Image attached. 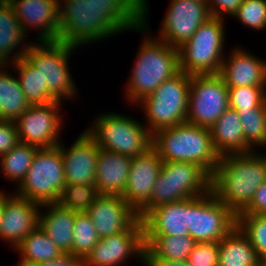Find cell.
Instances as JSON below:
<instances>
[{
    "label": "cell",
    "instance_id": "6da1fadb",
    "mask_svg": "<svg viewBox=\"0 0 266 266\" xmlns=\"http://www.w3.org/2000/svg\"><path fill=\"white\" fill-rule=\"evenodd\" d=\"M256 151L220 156L211 174L210 191L236 215L266 180V154Z\"/></svg>",
    "mask_w": 266,
    "mask_h": 266
},
{
    "label": "cell",
    "instance_id": "7a4b0ae2",
    "mask_svg": "<svg viewBox=\"0 0 266 266\" xmlns=\"http://www.w3.org/2000/svg\"><path fill=\"white\" fill-rule=\"evenodd\" d=\"M58 41L76 48L108 39L131 29L108 6H95L87 0H58ZM63 4H62V3Z\"/></svg>",
    "mask_w": 266,
    "mask_h": 266
},
{
    "label": "cell",
    "instance_id": "3957f363",
    "mask_svg": "<svg viewBox=\"0 0 266 266\" xmlns=\"http://www.w3.org/2000/svg\"><path fill=\"white\" fill-rule=\"evenodd\" d=\"M145 34L133 64L132 73L125 88L129 104L139 103L149 96L161 83L172 79L179 70V51L156 37Z\"/></svg>",
    "mask_w": 266,
    "mask_h": 266
},
{
    "label": "cell",
    "instance_id": "277c9868",
    "mask_svg": "<svg viewBox=\"0 0 266 266\" xmlns=\"http://www.w3.org/2000/svg\"><path fill=\"white\" fill-rule=\"evenodd\" d=\"M152 147L163 162H192L210 176L219 163L210 129L188 122L153 133Z\"/></svg>",
    "mask_w": 266,
    "mask_h": 266
},
{
    "label": "cell",
    "instance_id": "5b68a950",
    "mask_svg": "<svg viewBox=\"0 0 266 266\" xmlns=\"http://www.w3.org/2000/svg\"><path fill=\"white\" fill-rule=\"evenodd\" d=\"M211 176L192 162H163L150 200L137 212L142 219L153 208L210 191Z\"/></svg>",
    "mask_w": 266,
    "mask_h": 266
},
{
    "label": "cell",
    "instance_id": "8992f818",
    "mask_svg": "<svg viewBox=\"0 0 266 266\" xmlns=\"http://www.w3.org/2000/svg\"><path fill=\"white\" fill-rule=\"evenodd\" d=\"M190 80L191 75L180 71L136 104L144 108L147 130L151 134L186 122Z\"/></svg>",
    "mask_w": 266,
    "mask_h": 266
},
{
    "label": "cell",
    "instance_id": "52a82bcc",
    "mask_svg": "<svg viewBox=\"0 0 266 266\" xmlns=\"http://www.w3.org/2000/svg\"><path fill=\"white\" fill-rule=\"evenodd\" d=\"M92 124L85 130L101 149L136 157L152 147V134L147 127L125 114L105 112Z\"/></svg>",
    "mask_w": 266,
    "mask_h": 266
},
{
    "label": "cell",
    "instance_id": "ba28073f",
    "mask_svg": "<svg viewBox=\"0 0 266 266\" xmlns=\"http://www.w3.org/2000/svg\"><path fill=\"white\" fill-rule=\"evenodd\" d=\"M224 20L210 17L179 48V70L189 75L220 73L224 56Z\"/></svg>",
    "mask_w": 266,
    "mask_h": 266
},
{
    "label": "cell",
    "instance_id": "9c48e42d",
    "mask_svg": "<svg viewBox=\"0 0 266 266\" xmlns=\"http://www.w3.org/2000/svg\"><path fill=\"white\" fill-rule=\"evenodd\" d=\"M29 42L31 44L24 56L40 72L49 92L58 101L76 97V86L68 70V62L71 53L77 48L61 41Z\"/></svg>",
    "mask_w": 266,
    "mask_h": 266
},
{
    "label": "cell",
    "instance_id": "30bf717a",
    "mask_svg": "<svg viewBox=\"0 0 266 266\" xmlns=\"http://www.w3.org/2000/svg\"><path fill=\"white\" fill-rule=\"evenodd\" d=\"M65 185L59 143L51 148H39L24 180L14 193L40 205L57 203Z\"/></svg>",
    "mask_w": 266,
    "mask_h": 266
},
{
    "label": "cell",
    "instance_id": "8fae6325",
    "mask_svg": "<svg viewBox=\"0 0 266 266\" xmlns=\"http://www.w3.org/2000/svg\"><path fill=\"white\" fill-rule=\"evenodd\" d=\"M228 108V87L219 73L191 75L186 122L210 128Z\"/></svg>",
    "mask_w": 266,
    "mask_h": 266
},
{
    "label": "cell",
    "instance_id": "7c38bea8",
    "mask_svg": "<svg viewBox=\"0 0 266 266\" xmlns=\"http://www.w3.org/2000/svg\"><path fill=\"white\" fill-rule=\"evenodd\" d=\"M237 226V215L211 191L190 198L189 236L196 242H219Z\"/></svg>",
    "mask_w": 266,
    "mask_h": 266
},
{
    "label": "cell",
    "instance_id": "4fadbf2b",
    "mask_svg": "<svg viewBox=\"0 0 266 266\" xmlns=\"http://www.w3.org/2000/svg\"><path fill=\"white\" fill-rule=\"evenodd\" d=\"M135 256L144 266L145 245L141 219L127 231L99 239L84 259V266H118Z\"/></svg>",
    "mask_w": 266,
    "mask_h": 266
},
{
    "label": "cell",
    "instance_id": "5bb4252c",
    "mask_svg": "<svg viewBox=\"0 0 266 266\" xmlns=\"http://www.w3.org/2000/svg\"><path fill=\"white\" fill-rule=\"evenodd\" d=\"M157 39L179 48L210 17L207 0H170Z\"/></svg>",
    "mask_w": 266,
    "mask_h": 266
},
{
    "label": "cell",
    "instance_id": "9a60e30c",
    "mask_svg": "<svg viewBox=\"0 0 266 266\" xmlns=\"http://www.w3.org/2000/svg\"><path fill=\"white\" fill-rule=\"evenodd\" d=\"M61 103L54 101L46 105H31L16 120L20 142L38 148H51L62 142L59 139L62 128L61 112L59 114Z\"/></svg>",
    "mask_w": 266,
    "mask_h": 266
},
{
    "label": "cell",
    "instance_id": "2e32d148",
    "mask_svg": "<svg viewBox=\"0 0 266 266\" xmlns=\"http://www.w3.org/2000/svg\"><path fill=\"white\" fill-rule=\"evenodd\" d=\"M163 161L151 147L145 153L132 157L123 199L138 212L151 198Z\"/></svg>",
    "mask_w": 266,
    "mask_h": 266
},
{
    "label": "cell",
    "instance_id": "e0dca14e",
    "mask_svg": "<svg viewBox=\"0 0 266 266\" xmlns=\"http://www.w3.org/2000/svg\"><path fill=\"white\" fill-rule=\"evenodd\" d=\"M99 238L127 231L138 219L137 212L117 195H98L86 211Z\"/></svg>",
    "mask_w": 266,
    "mask_h": 266
},
{
    "label": "cell",
    "instance_id": "ac0fdd59",
    "mask_svg": "<svg viewBox=\"0 0 266 266\" xmlns=\"http://www.w3.org/2000/svg\"><path fill=\"white\" fill-rule=\"evenodd\" d=\"M60 151L66 184L95 185L100 148L86 130L77 137L69 149L60 143Z\"/></svg>",
    "mask_w": 266,
    "mask_h": 266
},
{
    "label": "cell",
    "instance_id": "d6986e66",
    "mask_svg": "<svg viewBox=\"0 0 266 266\" xmlns=\"http://www.w3.org/2000/svg\"><path fill=\"white\" fill-rule=\"evenodd\" d=\"M41 205L17 194L6 193L4 213L0 227V240L11 244L12 249L39 226Z\"/></svg>",
    "mask_w": 266,
    "mask_h": 266
},
{
    "label": "cell",
    "instance_id": "ffe728a7",
    "mask_svg": "<svg viewBox=\"0 0 266 266\" xmlns=\"http://www.w3.org/2000/svg\"><path fill=\"white\" fill-rule=\"evenodd\" d=\"M9 4L26 34L34 28L40 31L37 41H58V0H10Z\"/></svg>",
    "mask_w": 266,
    "mask_h": 266
},
{
    "label": "cell",
    "instance_id": "44dd1931",
    "mask_svg": "<svg viewBox=\"0 0 266 266\" xmlns=\"http://www.w3.org/2000/svg\"><path fill=\"white\" fill-rule=\"evenodd\" d=\"M190 198L150 210L141 220L144 236H189Z\"/></svg>",
    "mask_w": 266,
    "mask_h": 266
},
{
    "label": "cell",
    "instance_id": "7402d4cb",
    "mask_svg": "<svg viewBox=\"0 0 266 266\" xmlns=\"http://www.w3.org/2000/svg\"><path fill=\"white\" fill-rule=\"evenodd\" d=\"M232 50L228 58H224L219 73L226 86L266 87V60L248 53L246 49L238 47Z\"/></svg>",
    "mask_w": 266,
    "mask_h": 266
},
{
    "label": "cell",
    "instance_id": "603a6c76",
    "mask_svg": "<svg viewBox=\"0 0 266 266\" xmlns=\"http://www.w3.org/2000/svg\"><path fill=\"white\" fill-rule=\"evenodd\" d=\"M132 157L101 149L95 172V187L100 195L122 196L127 185Z\"/></svg>",
    "mask_w": 266,
    "mask_h": 266
},
{
    "label": "cell",
    "instance_id": "cb8c5ba5",
    "mask_svg": "<svg viewBox=\"0 0 266 266\" xmlns=\"http://www.w3.org/2000/svg\"><path fill=\"white\" fill-rule=\"evenodd\" d=\"M212 145L219 156L253 151L246 143L238 112L228 108L209 128Z\"/></svg>",
    "mask_w": 266,
    "mask_h": 266
},
{
    "label": "cell",
    "instance_id": "d4e9b609",
    "mask_svg": "<svg viewBox=\"0 0 266 266\" xmlns=\"http://www.w3.org/2000/svg\"><path fill=\"white\" fill-rule=\"evenodd\" d=\"M46 213H39V227L63 253H71L75 211L61 207L58 203L41 205Z\"/></svg>",
    "mask_w": 266,
    "mask_h": 266
},
{
    "label": "cell",
    "instance_id": "484cf974",
    "mask_svg": "<svg viewBox=\"0 0 266 266\" xmlns=\"http://www.w3.org/2000/svg\"><path fill=\"white\" fill-rule=\"evenodd\" d=\"M27 34L21 27L13 7L8 4L0 9V65L14 63L21 56H24L29 42L24 43ZM23 42V43H22ZM22 46H21V44ZM20 46L19 50L17 47ZM17 52H16V51ZM12 52H16L15 54ZM11 54H14L11 56ZM11 57V58H10ZM10 58V59H9ZM13 58V59H12ZM12 60V61H11ZM9 62V63H8Z\"/></svg>",
    "mask_w": 266,
    "mask_h": 266
},
{
    "label": "cell",
    "instance_id": "4316f807",
    "mask_svg": "<svg viewBox=\"0 0 266 266\" xmlns=\"http://www.w3.org/2000/svg\"><path fill=\"white\" fill-rule=\"evenodd\" d=\"M260 262L254 247L237 226L219 241L218 266H259Z\"/></svg>",
    "mask_w": 266,
    "mask_h": 266
},
{
    "label": "cell",
    "instance_id": "83f0119b",
    "mask_svg": "<svg viewBox=\"0 0 266 266\" xmlns=\"http://www.w3.org/2000/svg\"><path fill=\"white\" fill-rule=\"evenodd\" d=\"M196 244L190 236H144V260L187 261Z\"/></svg>",
    "mask_w": 266,
    "mask_h": 266
},
{
    "label": "cell",
    "instance_id": "f1b7e54d",
    "mask_svg": "<svg viewBox=\"0 0 266 266\" xmlns=\"http://www.w3.org/2000/svg\"><path fill=\"white\" fill-rule=\"evenodd\" d=\"M8 67L9 64L0 65V120L16 121L31 105Z\"/></svg>",
    "mask_w": 266,
    "mask_h": 266
},
{
    "label": "cell",
    "instance_id": "f546056e",
    "mask_svg": "<svg viewBox=\"0 0 266 266\" xmlns=\"http://www.w3.org/2000/svg\"><path fill=\"white\" fill-rule=\"evenodd\" d=\"M16 251L21 255L16 266H33L63 254L39 226L15 247Z\"/></svg>",
    "mask_w": 266,
    "mask_h": 266
},
{
    "label": "cell",
    "instance_id": "4dcf8cb0",
    "mask_svg": "<svg viewBox=\"0 0 266 266\" xmlns=\"http://www.w3.org/2000/svg\"><path fill=\"white\" fill-rule=\"evenodd\" d=\"M18 75V80L27 101L30 105H46L58 101L48 90L47 84H44L43 77L36 70L33 64L25 57L21 56L14 63H11Z\"/></svg>",
    "mask_w": 266,
    "mask_h": 266
},
{
    "label": "cell",
    "instance_id": "1f68e13d",
    "mask_svg": "<svg viewBox=\"0 0 266 266\" xmlns=\"http://www.w3.org/2000/svg\"><path fill=\"white\" fill-rule=\"evenodd\" d=\"M38 150L39 148L35 145L19 142L6 154L0 156V168L4 178L11 182L16 181L19 186L24 180Z\"/></svg>",
    "mask_w": 266,
    "mask_h": 266
},
{
    "label": "cell",
    "instance_id": "d6a6232c",
    "mask_svg": "<svg viewBox=\"0 0 266 266\" xmlns=\"http://www.w3.org/2000/svg\"><path fill=\"white\" fill-rule=\"evenodd\" d=\"M95 6H108L131 31L147 33L148 26L146 19H143V4L140 0H87ZM147 29V30H146ZM146 31V32H145ZM145 32V33H144Z\"/></svg>",
    "mask_w": 266,
    "mask_h": 266
},
{
    "label": "cell",
    "instance_id": "836d02e7",
    "mask_svg": "<svg viewBox=\"0 0 266 266\" xmlns=\"http://www.w3.org/2000/svg\"><path fill=\"white\" fill-rule=\"evenodd\" d=\"M241 120L245 143L255 147H266V102L260 108L237 111Z\"/></svg>",
    "mask_w": 266,
    "mask_h": 266
},
{
    "label": "cell",
    "instance_id": "e575fe53",
    "mask_svg": "<svg viewBox=\"0 0 266 266\" xmlns=\"http://www.w3.org/2000/svg\"><path fill=\"white\" fill-rule=\"evenodd\" d=\"M71 254L85 259L100 239L86 212H76Z\"/></svg>",
    "mask_w": 266,
    "mask_h": 266
},
{
    "label": "cell",
    "instance_id": "d590c367",
    "mask_svg": "<svg viewBox=\"0 0 266 266\" xmlns=\"http://www.w3.org/2000/svg\"><path fill=\"white\" fill-rule=\"evenodd\" d=\"M237 227L248 238L261 261H266V215L238 214Z\"/></svg>",
    "mask_w": 266,
    "mask_h": 266
},
{
    "label": "cell",
    "instance_id": "8d00e7d4",
    "mask_svg": "<svg viewBox=\"0 0 266 266\" xmlns=\"http://www.w3.org/2000/svg\"><path fill=\"white\" fill-rule=\"evenodd\" d=\"M95 185L66 184L58 204L75 212H86L98 196Z\"/></svg>",
    "mask_w": 266,
    "mask_h": 266
},
{
    "label": "cell",
    "instance_id": "74e56055",
    "mask_svg": "<svg viewBox=\"0 0 266 266\" xmlns=\"http://www.w3.org/2000/svg\"><path fill=\"white\" fill-rule=\"evenodd\" d=\"M229 107L236 111L260 108L266 102V87H228Z\"/></svg>",
    "mask_w": 266,
    "mask_h": 266
},
{
    "label": "cell",
    "instance_id": "f35d334b",
    "mask_svg": "<svg viewBox=\"0 0 266 266\" xmlns=\"http://www.w3.org/2000/svg\"><path fill=\"white\" fill-rule=\"evenodd\" d=\"M246 27L256 30L266 28V0H244L233 16Z\"/></svg>",
    "mask_w": 266,
    "mask_h": 266
},
{
    "label": "cell",
    "instance_id": "ab89813d",
    "mask_svg": "<svg viewBox=\"0 0 266 266\" xmlns=\"http://www.w3.org/2000/svg\"><path fill=\"white\" fill-rule=\"evenodd\" d=\"M219 242H197L187 262L190 266H218Z\"/></svg>",
    "mask_w": 266,
    "mask_h": 266
},
{
    "label": "cell",
    "instance_id": "60d3db41",
    "mask_svg": "<svg viewBox=\"0 0 266 266\" xmlns=\"http://www.w3.org/2000/svg\"><path fill=\"white\" fill-rule=\"evenodd\" d=\"M19 142L16 121L0 120V156L6 154Z\"/></svg>",
    "mask_w": 266,
    "mask_h": 266
},
{
    "label": "cell",
    "instance_id": "b9f144b4",
    "mask_svg": "<svg viewBox=\"0 0 266 266\" xmlns=\"http://www.w3.org/2000/svg\"><path fill=\"white\" fill-rule=\"evenodd\" d=\"M243 1L244 0H207V3L211 17L224 19L223 14L233 17Z\"/></svg>",
    "mask_w": 266,
    "mask_h": 266
},
{
    "label": "cell",
    "instance_id": "7bdbcfd3",
    "mask_svg": "<svg viewBox=\"0 0 266 266\" xmlns=\"http://www.w3.org/2000/svg\"><path fill=\"white\" fill-rule=\"evenodd\" d=\"M239 214L266 215V180L257 189L250 204Z\"/></svg>",
    "mask_w": 266,
    "mask_h": 266
},
{
    "label": "cell",
    "instance_id": "ee69618b",
    "mask_svg": "<svg viewBox=\"0 0 266 266\" xmlns=\"http://www.w3.org/2000/svg\"><path fill=\"white\" fill-rule=\"evenodd\" d=\"M33 266H84V259L71 253H63L59 257Z\"/></svg>",
    "mask_w": 266,
    "mask_h": 266
},
{
    "label": "cell",
    "instance_id": "f6af8a7d",
    "mask_svg": "<svg viewBox=\"0 0 266 266\" xmlns=\"http://www.w3.org/2000/svg\"><path fill=\"white\" fill-rule=\"evenodd\" d=\"M144 266H190L187 261L178 260H144Z\"/></svg>",
    "mask_w": 266,
    "mask_h": 266
},
{
    "label": "cell",
    "instance_id": "bcb514c9",
    "mask_svg": "<svg viewBox=\"0 0 266 266\" xmlns=\"http://www.w3.org/2000/svg\"><path fill=\"white\" fill-rule=\"evenodd\" d=\"M6 201V192L0 191V227L2 223L3 213H4V203Z\"/></svg>",
    "mask_w": 266,
    "mask_h": 266
},
{
    "label": "cell",
    "instance_id": "7dc6e473",
    "mask_svg": "<svg viewBox=\"0 0 266 266\" xmlns=\"http://www.w3.org/2000/svg\"><path fill=\"white\" fill-rule=\"evenodd\" d=\"M147 1H149V0H140V2L143 4V19H146L147 20V18L148 17H146L149 13H148V2Z\"/></svg>",
    "mask_w": 266,
    "mask_h": 266
},
{
    "label": "cell",
    "instance_id": "c3c4849f",
    "mask_svg": "<svg viewBox=\"0 0 266 266\" xmlns=\"http://www.w3.org/2000/svg\"><path fill=\"white\" fill-rule=\"evenodd\" d=\"M10 3V0H0V9L5 8Z\"/></svg>",
    "mask_w": 266,
    "mask_h": 266
},
{
    "label": "cell",
    "instance_id": "681fc988",
    "mask_svg": "<svg viewBox=\"0 0 266 266\" xmlns=\"http://www.w3.org/2000/svg\"><path fill=\"white\" fill-rule=\"evenodd\" d=\"M259 266H266V261H261Z\"/></svg>",
    "mask_w": 266,
    "mask_h": 266
}]
</instances>
